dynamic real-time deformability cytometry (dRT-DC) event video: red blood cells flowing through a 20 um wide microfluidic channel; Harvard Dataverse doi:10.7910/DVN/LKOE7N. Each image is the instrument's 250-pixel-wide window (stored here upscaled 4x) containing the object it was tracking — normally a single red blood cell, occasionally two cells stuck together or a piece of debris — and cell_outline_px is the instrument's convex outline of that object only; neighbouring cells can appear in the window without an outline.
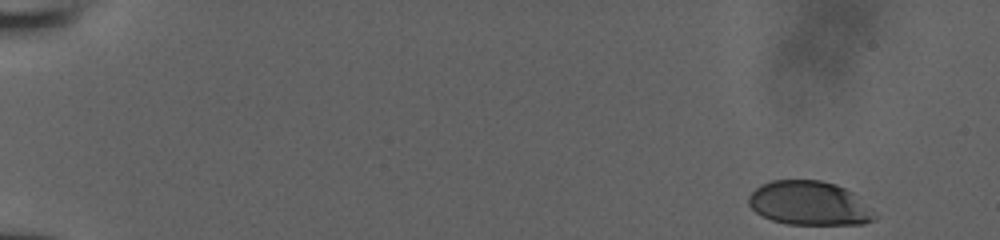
{"species": "human", "species_latin": "Homo sapiens", "temperature_condition": "room temperature", "stored_images_in_passage": 49, "camera_frame_rate_fps": 3000, "um_per_image_px": 0.085, "donor": {"sex": "male"}, "frame": {"image": 1, "passage_image": 1, "time_ms": 0.0, "image_size_px": [1000, 240], "cell_outline_px": [[876, 220], [864, 224], [788, 224], [772, 220], [756, 212], [748, 204], [748, 196], [760, 184], [772, 180], [820, 180], [836, 184], [852, 192], [872, 208], [876, 216]], "centroid_in_image_um": [68.8, 17.27], "position_along_channel_um": 16.2, "area_um2": 32.43}}
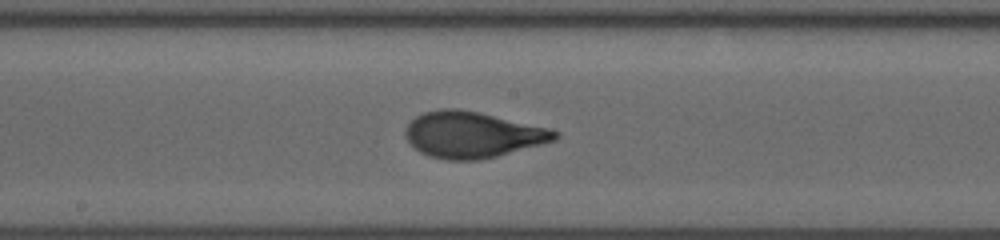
{"frame": {"image": 2, "passage_image": 27, "time_ms": 8.667, "image_size_px": [1000, 240], "cell_outline_px": [[560, 136], [556, 140], [496, 156], [476, 160], [448, 160], [428, 156], [420, 152], [408, 140], [404, 132], [408, 124], [416, 116], [424, 112], [440, 108], [460, 108], [480, 112], [552, 128], [560, 132]], "centroid_in_image_um": [40.19, 11.43], "position_along_channel_um": 208.0, "area_um2": 40.29}}
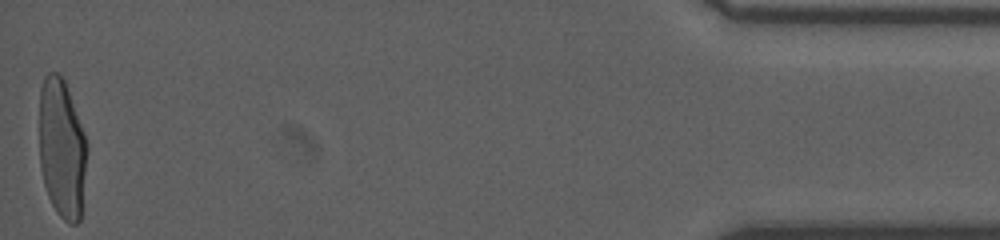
{"frame": {"image": 3, "passage_image": 49, "time_ms": 16.0, "image_size_px": [1000, 240], "cell_outline_px": [[88, 152], [80, 220], [76, 224], [72, 224], [64, 220], [56, 212], [48, 196], [44, 184], [40, 168], [40, 88], [44, 76], [48, 72], [56, 72], [64, 80], [84, 132], [88, 144]], "centroid_in_image_um": [5.27, 12.65], "position_along_channel_um": 429.9, "area_um2": 38.96}}